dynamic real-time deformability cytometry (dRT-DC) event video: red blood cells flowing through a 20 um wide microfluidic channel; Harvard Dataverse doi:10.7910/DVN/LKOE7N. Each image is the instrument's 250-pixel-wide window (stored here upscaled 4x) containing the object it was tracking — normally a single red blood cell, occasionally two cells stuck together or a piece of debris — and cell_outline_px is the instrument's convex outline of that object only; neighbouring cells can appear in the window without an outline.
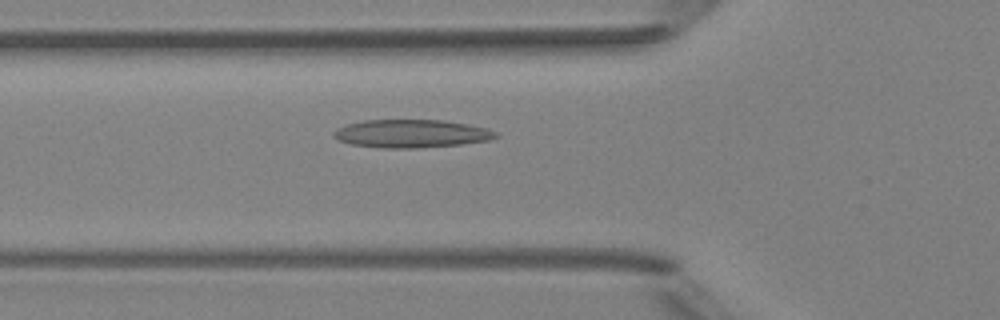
{"species": "Egyptian fruit bat (a non-hibernating species)", "species_latin": "Rousettus aegyptiacus", "temperature_condition": "room temperature", "stored_images_in_passage": 49, "camera_frame_rate_fps": 3000, "um_per_image_px": 0.085, "animal": {"sex": "female"}, "frame": {"image": 1, "passage_image": 17, "time_ms": 5.333, "image_size_px": [1000, 320], "cell_outline_px": [[500, 136], [488, 140], [460, 144], [416, 148], [384, 148], [352, 144], [340, 140], [332, 136], [332, 132], [336, 128], [344, 124], [364, 120], [444, 120], [468, 124], [488, 128], [496, 132]], "centroid_in_image_um": [34.95, 11.35], "position_along_channel_um": 90.9, "area_um2": 26.59}}
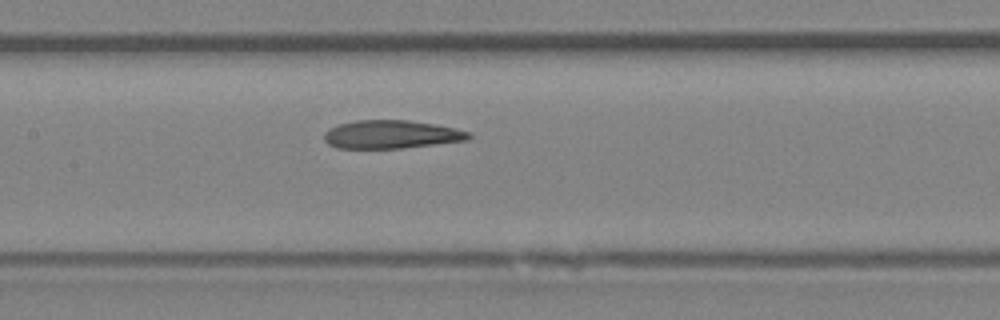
{"frame": {"image": 2, "passage_image": 23, "time_ms": 7.333, "image_size_px": [1000, 320], "cell_outline_px": [[472, 136], [468, 140], [400, 148], [336, 148], [328, 144], [324, 140], [324, 132], [328, 128], [340, 124], [356, 120], [408, 120], [436, 124], [456, 128], [468, 132]], "centroid_in_image_um": [33.24, 11.42], "position_along_channel_um": 174.2, "area_um2": 23.81}}
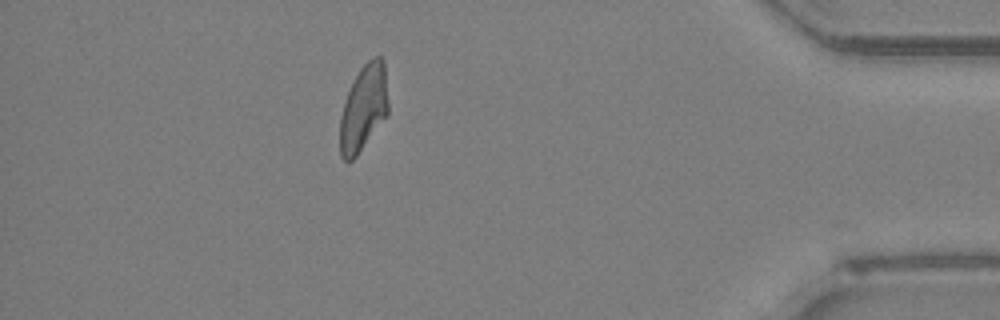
{"frame": {"image": 3, "passage_image": 43, "time_ms": 14.0, "image_size_px": [1000, 320], "cell_outline_px": [[388, 116], [356, 156], [352, 160], [344, 160], [340, 156], [340, 116], [348, 92], [360, 68], [372, 56], [380, 56], [384, 60], [388, 104]], "centroid_in_image_um": [30.92, 9.18], "position_along_channel_um": 404.3, "area_um2": 24.22}, "authors_computed_cell_mechanics": {"area_um2": 24.7384, "velocity_mm_per_s": 4.1642, "shape_relaxation_time_tau1_ms": null, "shape_relaxation_time_tau2_ms": 2.7442, "deformation_change_tau1": null, "deformation_change_tau2": 0.1123}}